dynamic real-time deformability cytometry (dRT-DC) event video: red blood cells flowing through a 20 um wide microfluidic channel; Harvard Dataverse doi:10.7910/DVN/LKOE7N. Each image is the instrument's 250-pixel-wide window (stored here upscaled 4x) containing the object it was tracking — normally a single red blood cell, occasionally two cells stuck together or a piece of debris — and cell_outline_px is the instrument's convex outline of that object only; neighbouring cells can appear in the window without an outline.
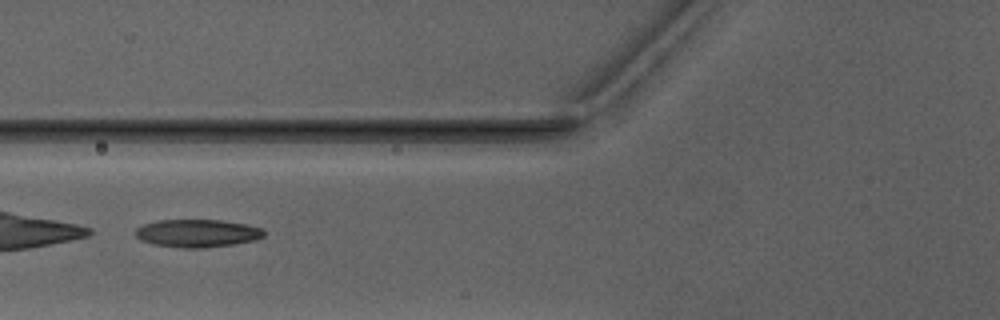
{"species": "Egyptian fruit bat (a non-hibernating species)", "species_latin": "Rousettus aegyptiacus", "temperature_condition": "warm", "stored_images_in_passage": 5, "camera_frame_rate_fps": 3000, "um_per_image_px": 0.085, "animal": {"sex": "male"}, "frame": {"image": 1, "passage_image": 5, "time_ms": 5.0, "image_size_px": [1000, 320], "cell_outline_px": [[264, 236], [256, 240], [232, 244], [204, 248], [184, 248], [152, 244], [140, 240], [136, 236], [136, 228], [144, 224], [160, 220], [220, 220], [248, 224], [264, 228]], "centroid_in_image_um": [16.8, 19.82], "position_along_channel_um": 109.0, "area_um2": 20.92}}